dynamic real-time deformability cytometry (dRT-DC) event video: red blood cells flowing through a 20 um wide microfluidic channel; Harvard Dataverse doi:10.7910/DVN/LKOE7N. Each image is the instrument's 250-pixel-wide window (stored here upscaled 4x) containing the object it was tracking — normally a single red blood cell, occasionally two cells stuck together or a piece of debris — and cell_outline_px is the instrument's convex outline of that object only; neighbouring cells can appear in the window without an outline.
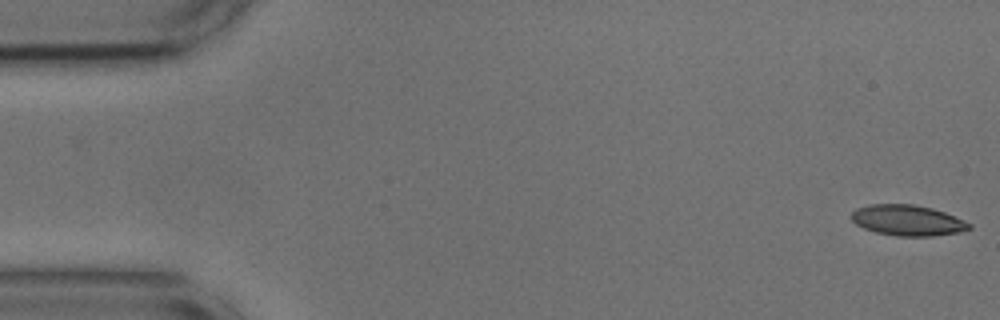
{"species": "common noctule bat (a hibernating species)", "species_latin": "Nyctalus noctula", "temperature_condition": "cold", "stored_images_in_passage": 12, "camera_frame_rate_fps": 3000, "um_per_image_px": 0.085, "animal": {"sex": "male", "body_mass_g": 17.9, "forearm_length_mm": 54.2}, "frame": {"image": 1, "passage_image": 1, "time_ms": 0.0, "image_size_px": [1000, 320], "cell_outline_px": [[972, 228], [960, 232], [932, 236], [896, 236], [876, 232], [864, 228], [856, 224], [852, 220], [852, 212], [856, 208], [872, 204], [912, 204], [932, 208], [944, 212], [964, 220], [972, 224]], "centroid_in_image_um": [77.16, 18.73], "position_along_channel_um": 7.8, "area_um2": 21.04}}